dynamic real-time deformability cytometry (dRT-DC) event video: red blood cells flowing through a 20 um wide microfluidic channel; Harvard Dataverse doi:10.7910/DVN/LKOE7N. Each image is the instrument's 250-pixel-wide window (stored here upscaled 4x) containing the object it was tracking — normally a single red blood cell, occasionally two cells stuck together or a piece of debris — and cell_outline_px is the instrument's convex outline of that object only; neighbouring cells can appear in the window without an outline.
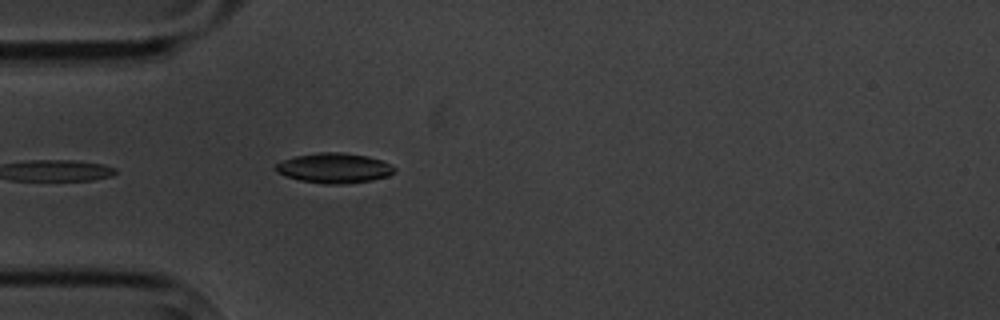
{"species": "common noctule bat (a hibernating species)", "species_latin": "Nyctalus noctula", "temperature_condition": "cold", "stored_images_in_passage": 2, "camera_frame_rate_fps": 3000, "um_per_image_px": 0.085, "animal": {"sex": "male", "body_mass_g": 20.1, "forearm_length_mm": 53.5}, "frame": {"image": 1, "passage_image": 2, "time_ms": 1.0, "image_size_px": [1000, 320], "cell_outline_px": [[396, 172], [388, 176], [372, 180], [344, 184], [324, 184], [300, 180], [276, 172], [276, 164], [284, 160], [296, 156], [316, 152], [344, 152], [368, 156], [380, 160], [396, 168]], "centroid_in_image_um": [28.43, 14.28], "position_along_channel_um": 56.6, "area_um2": 20.69}}